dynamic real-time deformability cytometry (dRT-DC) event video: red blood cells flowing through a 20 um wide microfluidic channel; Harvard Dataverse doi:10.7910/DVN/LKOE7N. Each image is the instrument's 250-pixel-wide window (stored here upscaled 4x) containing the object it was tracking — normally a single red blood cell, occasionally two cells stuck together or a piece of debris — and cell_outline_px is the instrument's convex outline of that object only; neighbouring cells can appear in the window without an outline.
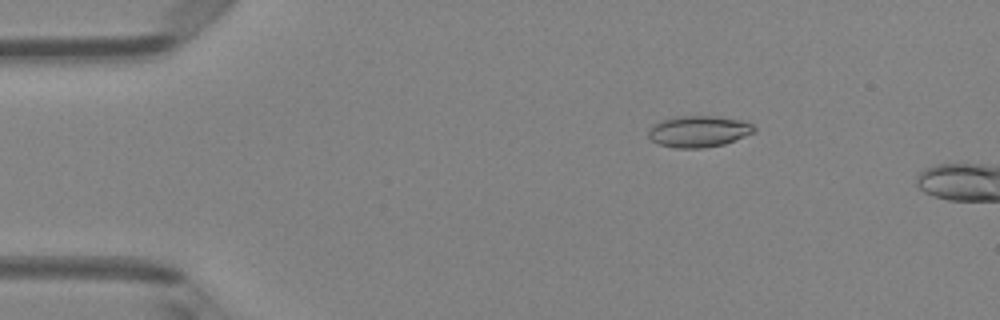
{"species": "Egyptian fruit bat (a non-hibernating species)", "species_latin": "Rousettus aegyptiacus", "temperature_condition": "room temperature", "stored_images_in_passage": 4, "camera_frame_rate_fps": 3000, "um_per_image_px": 0.085, "animal": {"sex": "female"}, "frame": {"image": 1, "passage_image": 3, "time_ms": 2.333, "image_size_px": [1000, 320], "cell_outline_px": [[756, 132], [724, 144], [704, 148], [676, 148], [660, 144], [652, 140], [648, 136], [648, 132], [652, 124], [660, 120], [676, 116], [716, 116], [744, 120], [752, 124], [756, 128]], "centroid_in_image_um": [59.4, 11.16], "position_along_channel_um": 25.6, "area_um2": 19.54}}